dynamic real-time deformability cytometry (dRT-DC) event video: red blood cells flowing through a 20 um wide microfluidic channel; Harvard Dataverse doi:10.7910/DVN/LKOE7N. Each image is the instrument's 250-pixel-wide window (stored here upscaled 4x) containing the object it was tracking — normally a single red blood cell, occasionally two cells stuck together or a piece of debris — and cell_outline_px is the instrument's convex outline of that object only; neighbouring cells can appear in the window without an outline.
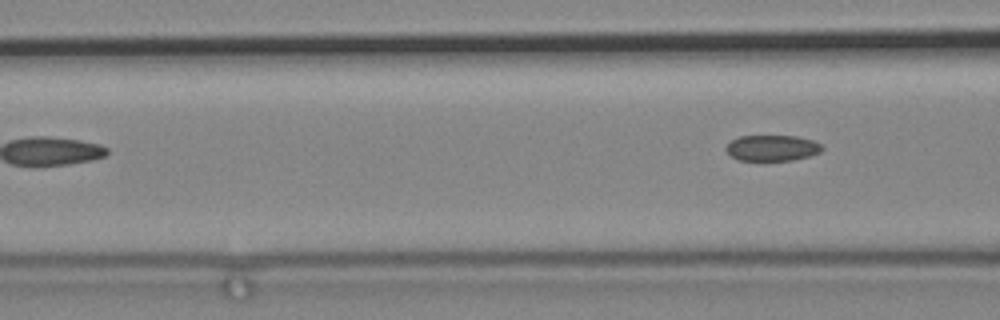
{"species": "common noctule bat (a hibernating species)", "species_latin": "Nyctalus noctula", "temperature_condition": "cold", "stored_images_in_passage": 4, "camera_frame_rate_fps": 3000, "um_per_image_px": 0.085, "animal": {"sex": "male", "body_mass_g": 19.2, "forearm_length_mm": 51.8}, "frame": {"image": 1, "passage_image": 4, "time_ms": 1.0, "image_size_px": [1000, 320], "cell_outline_px": [[824, 148], [820, 152], [808, 156], [792, 160], [740, 160], [732, 156], [724, 148], [732, 140], [740, 136], [796, 136], [812, 140], [820, 144]], "centroid_in_image_um": [65.64, 12.57], "position_along_channel_um": 101.0, "area_um2": 14.28}}